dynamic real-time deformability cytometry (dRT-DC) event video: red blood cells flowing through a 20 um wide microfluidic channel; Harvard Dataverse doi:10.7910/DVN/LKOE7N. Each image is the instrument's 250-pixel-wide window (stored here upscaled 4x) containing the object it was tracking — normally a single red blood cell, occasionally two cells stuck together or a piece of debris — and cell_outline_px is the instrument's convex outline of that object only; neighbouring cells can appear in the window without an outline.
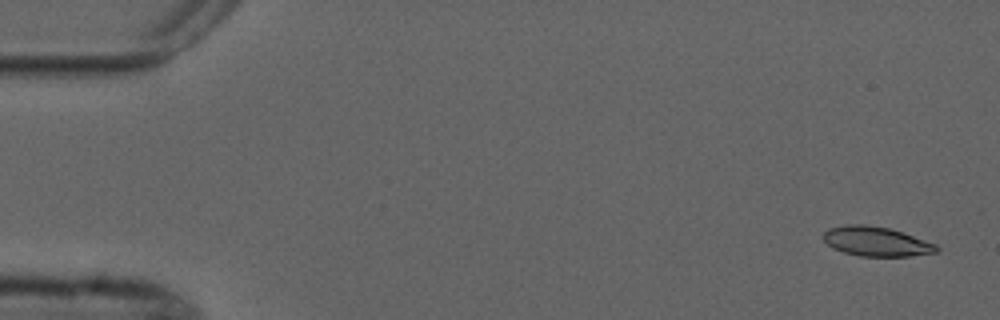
{"species": "common noctule bat (a hibernating species)", "species_latin": "Nyctalus noctula", "temperature_condition": "cold", "stored_images_in_passage": 2, "camera_frame_rate_fps": 3000, "um_per_image_px": 0.085, "animal": {"sex": "male", "forearm_length_mm": 52.5}, "frame": {"image": 1, "passage_image": 1, "time_ms": 0.0, "image_size_px": [1000, 320], "cell_outline_px": [[940, 252], [908, 256], [860, 256], [844, 252], [832, 248], [820, 236], [828, 228], [848, 224], [864, 224], [888, 228], [904, 232], [936, 244], [940, 248]], "centroid_in_image_um": [74.48, 20.52], "position_along_channel_um": 10.5, "area_um2": 19.65}}